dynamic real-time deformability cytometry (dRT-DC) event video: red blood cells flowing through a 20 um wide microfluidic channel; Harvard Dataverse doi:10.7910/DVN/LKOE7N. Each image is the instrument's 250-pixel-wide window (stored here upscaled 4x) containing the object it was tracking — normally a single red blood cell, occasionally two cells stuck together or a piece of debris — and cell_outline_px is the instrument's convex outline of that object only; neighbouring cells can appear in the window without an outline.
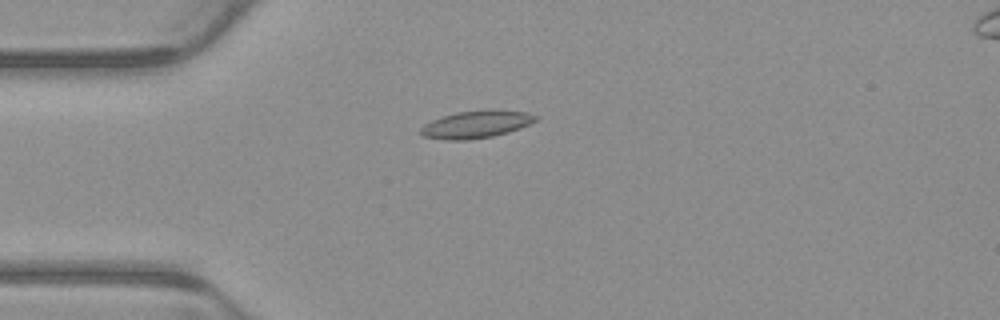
{"species": "common noctule bat (a hibernating species)", "species_latin": "Nyctalus noctula", "temperature_condition": "warm", "stored_images_in_passage": 6, "camera_frame_rate_fps": 3000, "um_per_image_px": 0.085, "animal": {"sex": "male", "body_mass_g": 23.1, "forearm_length_mm": 52.7}, "frame": {"image": 1, "passage_image": 3, "time_ms": 0.667, "image_size_px": [1000, 320], "cell_outline_px": [[540, 120], [520, 128], [508, 132], [492, 136], [468, 140], [444, 140], [424, 136], [420, 132], [420, 128], [424, 124], [432, 120], [456, 112], [484, 108], [492, 108], [528, 112], [540, 116]], "centroid_in_image_um": [40.55, 10.54], "position_along_channel_um": 44.4, "area_um2": 18.9}}
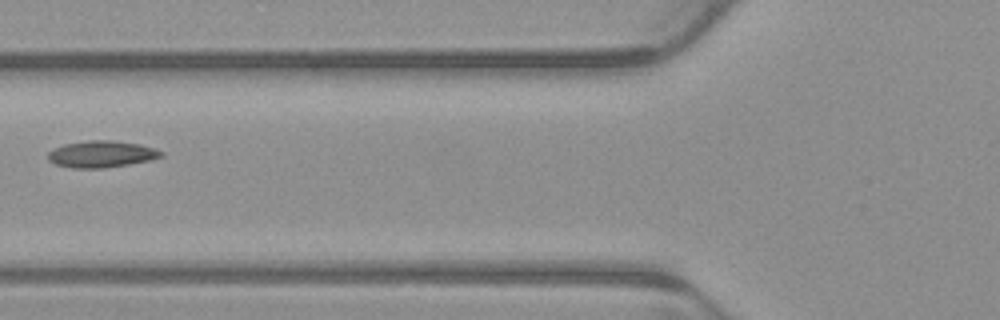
{"frame": {"image": 2, "passage_image": 5, "time_ms": 1.333, "image_size_px": [1000, 320], "cell_outline_px": [[164, 156], [148, 160], [128, 164], [104, 168], [72, 168], [56, 164], [48, 160], [48, 152], [64, 144], [88, 140], [112, 140], [140, 144], [164, 152]], "centroid_in_image_um": [8.62, 13.09], "position_along_channel_um": 117.2, "area_um2": 17.46}}
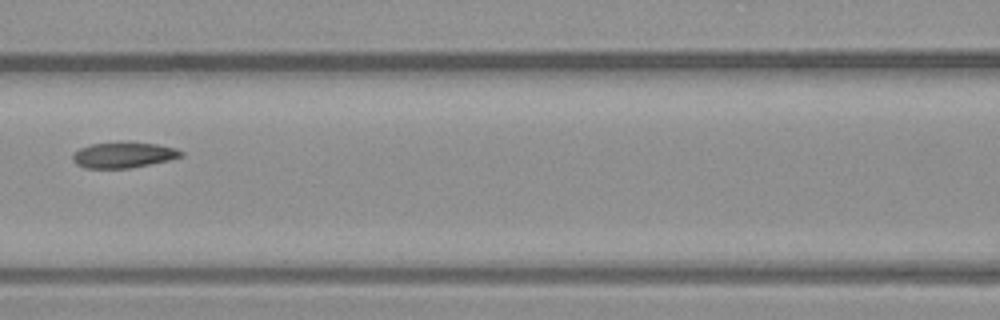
{"frame": {"image": 3, "passage_image": 6, "time_ms": 1.667, "image_size_px": [1000, 320], "cell_outline_px": [[184, 156], [168, 160], [128, 168], [84, 168], [76, 164], [72, 160], [72, 152], [80, 148], [92, 144], [128, 140], [132, 140], [156, 144], [176, 148], [184, 152]], "centroid_in_image_um": [10.48, 13.14], "position_along_channel_um": 156.1, "area_um2": 16.65}}